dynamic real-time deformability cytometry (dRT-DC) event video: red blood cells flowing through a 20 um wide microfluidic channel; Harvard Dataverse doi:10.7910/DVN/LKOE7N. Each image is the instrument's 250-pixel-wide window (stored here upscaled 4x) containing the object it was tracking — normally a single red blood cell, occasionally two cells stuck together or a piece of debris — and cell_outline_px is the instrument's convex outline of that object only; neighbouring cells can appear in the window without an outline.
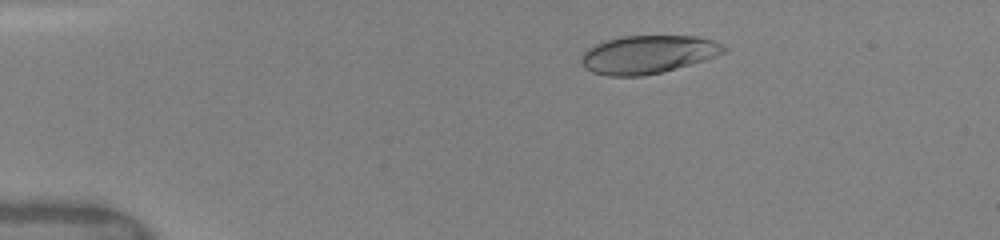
{"species": "human", "species_latin": "Homo sapiens", "temperature_condition": "warm", "stored_images_in_passage": 29, "camera_frame_rate_fps": 3000, "um_per_image_px": 0.085, "donor": {"sex": "female"}, "frame": {"image": 1, "passage_image": 6, "time_ms": 2.667, "image_size_px": [1000, 240], "cell_outline_px": [[728, 48], [724, 52], [716, 56], [704, 60], [660, 72], [640, 76], [608, 76], [592, 72], [584, 68], [580, 60], [580, 56], [588, 48], [596, 44], [608, 40], [624, 36], [696, 36], [712, 40]], "centroid_in_image_um": [55.04, 4.63], "position_along_channel_um": 30.0, "area_um2": 31.39}}
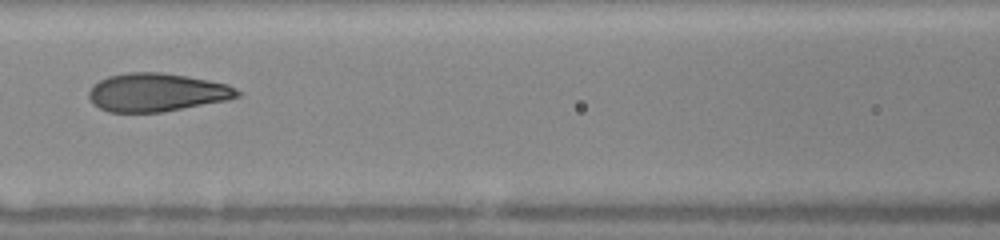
{"frame": {"image": 2, "passage_image": 14, "time_ms": 7.333, "image_size_px": [1000, 240], "cell_outline_px": [[240, 96], [228, 100], [160, 112], [108, 112], [92, 104], [88, 96], [88, 92], [92, 84], [108, 76], [128, 72], [160, 72], [208, 80], [228, 84], [236, 88], [240, 92]], "centroid_in_image_um": [13.29, 7.85], "position_along_channel_um": 153.3, "area_um2": 33.12}}
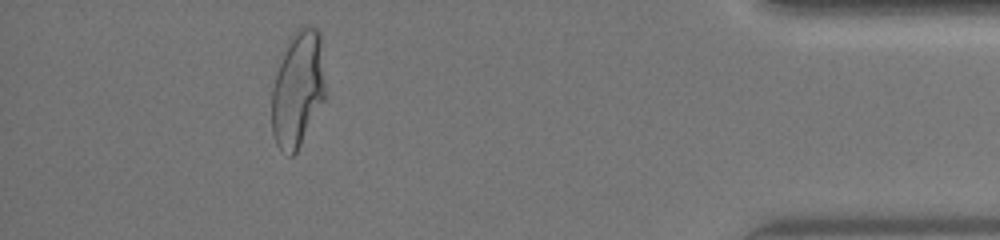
{"frame": {"image": 3, "passage_image": 27, "time_ms": 14.667, "image_size_px": [1000, 240], "cell_outline_px": [[324, 100], [296, 152], [292, 156], [288, 156], [276, 144], [272, 132], [272, 88], [284, 44], [296, 28], [304, 24], [308, 24], [316, 28], [320, 32], [324, 84]], "centroid_in_image_um": [25.29, 7.5], "position_along_channel_um": 409.9, "area_um2": 36.36}, "authors_computed_cell_mechanics": {"area_um2": 33.2928, "velocity_mm_per_s": 4.1049, "shape_relaxation_time_tau1_ms": 3.4754, "shape_relaxation_time_tau2_ms": null, "deformation_change_tau1": 0.2013, "deformation_change_tau2": null}}